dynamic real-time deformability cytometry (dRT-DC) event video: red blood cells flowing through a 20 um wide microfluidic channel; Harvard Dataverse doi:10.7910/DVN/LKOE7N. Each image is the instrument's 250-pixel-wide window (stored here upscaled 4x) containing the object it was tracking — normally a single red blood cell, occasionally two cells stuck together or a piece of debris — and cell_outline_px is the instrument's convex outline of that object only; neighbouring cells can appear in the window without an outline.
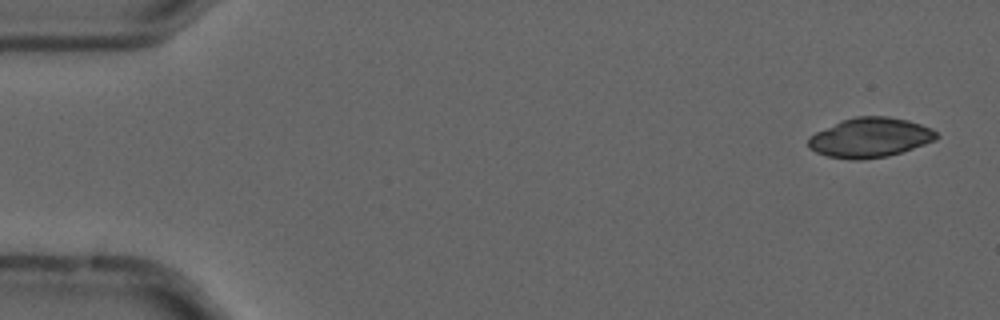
{"species": "common noctule bat (a hibernating species)", "species_latin": "Nyctalus noctula", "temperature_condition": "cold", "stored_images_in_passage": 16, "camera_frame_rate_fps": 3000, "um_per_image_px": 0.085, "animal": {"sex": "male", "forearm_length_mm": 52.5}, "frame": {"image": 1, "passage_image": 3, "time_ms": 0.667, "image_size_px": [1000, 320], "cell_outline_px": [[940, 136], [936, 140], [888, 156], [860, 160], [852, 160], [828, 156], [816, 152], [808, 148], [808, 136], [840, 120], [856, 116], [888, 116], [908, 120], [932, 128]], "centroid_in_image_um": [73.94, 11.69], "position_along_channel_um": 11.1, "area_um2": 29.71}}